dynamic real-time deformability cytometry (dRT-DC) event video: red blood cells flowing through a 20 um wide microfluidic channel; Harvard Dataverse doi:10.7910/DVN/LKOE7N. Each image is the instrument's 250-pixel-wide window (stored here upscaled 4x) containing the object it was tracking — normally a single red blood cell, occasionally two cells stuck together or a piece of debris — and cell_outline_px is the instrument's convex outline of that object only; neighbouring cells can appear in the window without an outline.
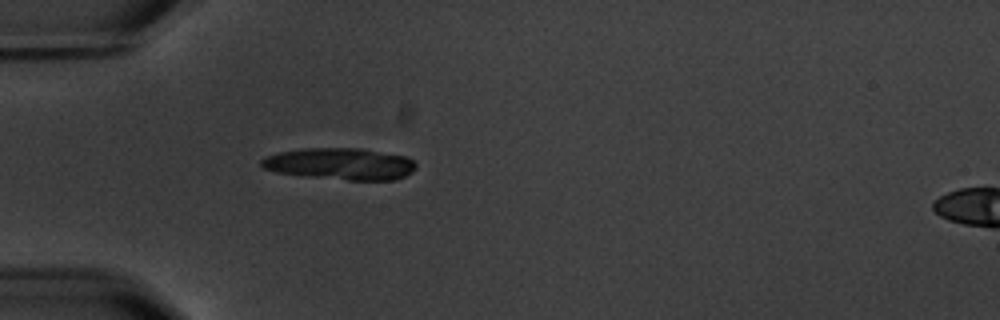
{"species": "common noctule bat (a hibernating species)", "species_latin": "Nyctalus noctula", "temperature_condition": "warm", "stored_images_in_passage": 2, "segment_of_instrument_passage": [1, 2], "camera_frame_rate_fps": 3000, "um_per_image_px": 0.085, "animal": {"sex": "male", "body_mass_g": 20.1, "forearm_length_mm": 53.5}, "frame": {"image": 1, "passage_image": 1, "time_ms": 0.0, "image_size_px": [1000, 320], "cell_outline_px": [[416, 168], [412, 172], [396, 180], [348, 180], [308, 176], [276, 172], [264, 168], [260, 164], [260, 160], [264, 156], [280, 152], [304, 148], [360, 148], [404, 156], [412, 160], [416, 164]], "centroid_in_image_um": [28.91, 13.93], "position_along_channel_um": 56.1, "area_um2": 28.5}}